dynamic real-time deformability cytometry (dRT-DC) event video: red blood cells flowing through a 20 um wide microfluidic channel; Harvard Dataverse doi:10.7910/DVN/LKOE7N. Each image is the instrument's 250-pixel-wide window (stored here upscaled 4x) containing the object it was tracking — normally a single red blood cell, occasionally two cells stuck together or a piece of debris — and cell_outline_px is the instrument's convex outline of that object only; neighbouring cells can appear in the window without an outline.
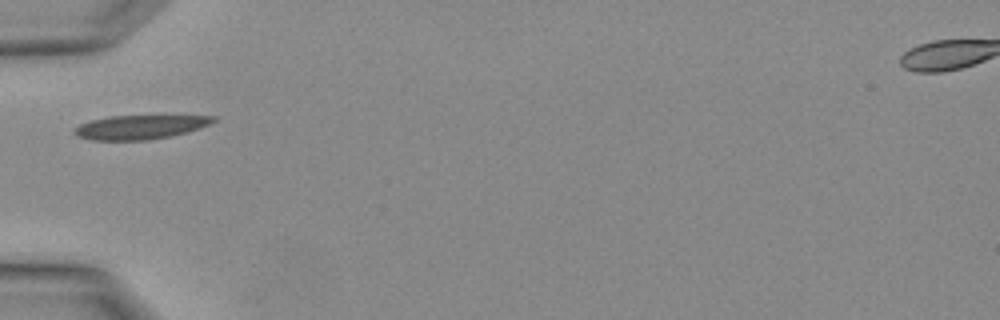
{"species": "Egyptian fruit bat (a non-hibernating species)", "species_latin": "Rousettus aegyptiacus", "temperature_condition": "warm", "stored_images_in_passage": 2, "camera_frame_rate_fps": 3000, "um_per_image_px": 0.085, "animal": {"sex": "female"}, "frame": {"image": 1, "passage_image": 2, "time_ms": 0.333, "image_size_px": [1000, 320], "cell_outline_px": [[216, 120], [200, 128], [168, 136], [148, 140], [92, 140], [76, 136], [72, 132], [72, 128], [88, 120], [108, 116], [216, 116]], "centroid_in_image_um": [11.79, 10.8], "position_along_channel_um": 73.2, "area_um2": 19.36}}